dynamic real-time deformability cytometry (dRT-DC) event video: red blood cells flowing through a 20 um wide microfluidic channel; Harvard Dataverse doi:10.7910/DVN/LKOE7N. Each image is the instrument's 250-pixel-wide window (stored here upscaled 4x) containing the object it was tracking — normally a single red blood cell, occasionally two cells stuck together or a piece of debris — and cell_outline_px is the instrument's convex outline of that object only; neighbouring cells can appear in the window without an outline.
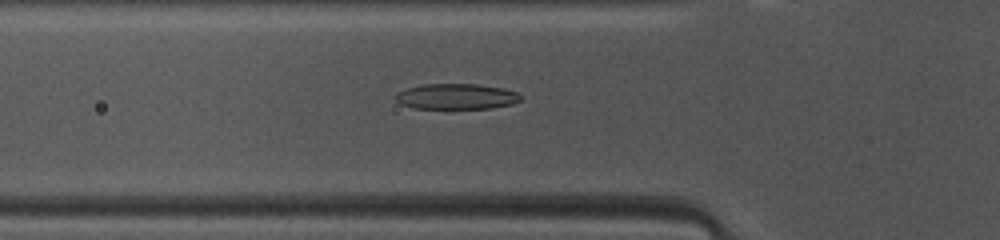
{"species": "common noctule bat (a hibernating species)", "species_latin": "Nyctalus noctula", "temperature_condition": "warm", "stored_images_in_passage": 46, "camera_frame_rate_fps": 3000, "um_per_image_px": 0.085, "animal": {"sex": "female", "body_mass_g": 10.0, "forearm_length_mm": 53.1}, "frame": {"image": 1, "passage_image": 14, "time_ms": 4.333, "image_size_px": [1000, 240], "cell_outline_px": [[520, 100], [512, 104], [492, 108], [412, 108], [400, 104], [396, 100], [396, 92], [408, 88], [424, 84], [476, 84], [504, 88], [516, 92], [520, 96]], "centroid_in_image_um": [38.77, 8.2], "position_along_channel_um": 87.0, "area_um2": 18.55}}
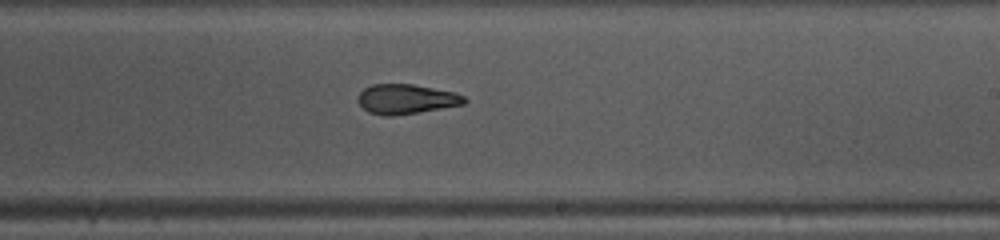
{"frame": {"image": 2, "passage_image": 26, "time_ms": 8.333, "image_size_px": [1000, 240], "cell_outline_px": [[468, 100], [464, 104], [392, 116], [384, 116], [368, 112], [356, 100], [356, 96], [364, 88], [372, 84], [412, 84], [456, 92], [464, 96]], "centroid_in_image_um": [34.5, 8.41], "position_along_channel_um": 254.5, "area_um2": 18.44}}
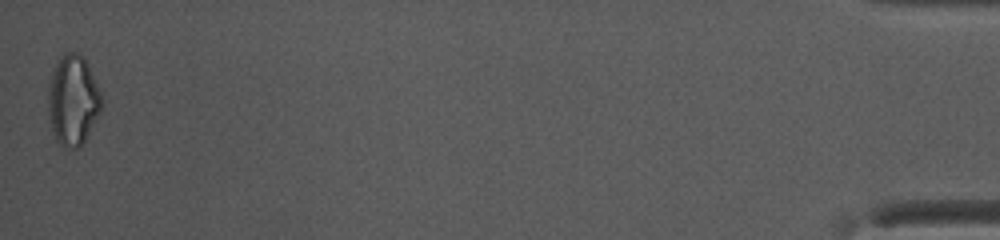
{"frame": {"image": 3, "passage_image": 46, "time_ms": 15.0, "image_size_px": [1000, 240], "cell_outline_px": [[104, 104], [100, 112], [84, 140], [76, 148], [64, 148], [56, 140], [52, 128], [48, 112], [48, 88], [52, 72], [56, 64], [64, 52], [76, 52], [84, 56], [88, 64], [104, 100]], "centroid_in_image_um": [6.21, 8.49], "position_along_channel_um": 429.0, "area_um2": 28.03}, "authors_computed_cell_mechanics": {"area_um2": 19.6231, "velocity_mm_per_s": 4.1592, "shape_relaxation_time_tau1_ms": 5.5857, "shape_relaxation_time_tau2_ms": 2.0861, "deformation_change_tau1": 0.1682, "deformation_change_tau2": 0.0989}}